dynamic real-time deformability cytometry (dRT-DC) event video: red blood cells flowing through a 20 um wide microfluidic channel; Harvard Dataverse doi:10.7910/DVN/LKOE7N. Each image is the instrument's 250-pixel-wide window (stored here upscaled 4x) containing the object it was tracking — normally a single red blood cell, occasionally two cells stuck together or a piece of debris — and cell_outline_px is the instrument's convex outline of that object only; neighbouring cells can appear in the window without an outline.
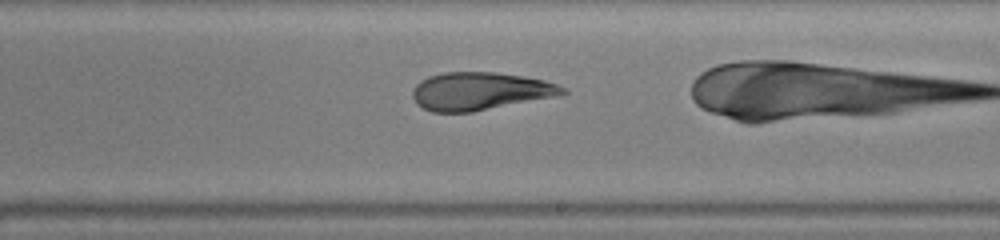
{"species": "human", "species_latin": "Homo sapiens", "temperature_condition": "warm", "stored_images_in_passage": 34, "camera_frame_rate_fps": 3000, "um_per_image_px": 0.085, "donor": {"sex": "male"}, "frame": {"image": 1, "passage_image": 24, "time_ms": 7.667, "image_size_px": [1000, 240], "cell_outline_px": [[568, 92], [556, 96], [472, 112], [432, 112], [416, 104], [412, 96], [412, 92], [416, 84], [420, 80], [428, 76], [444, 72], [496, 72], [524, 76], [544, 80], [568, 88]], "centroid_in_image_um": [40.79, 7.74], "position_along_channel_um": 248.2, "area_um2": 33.18}}
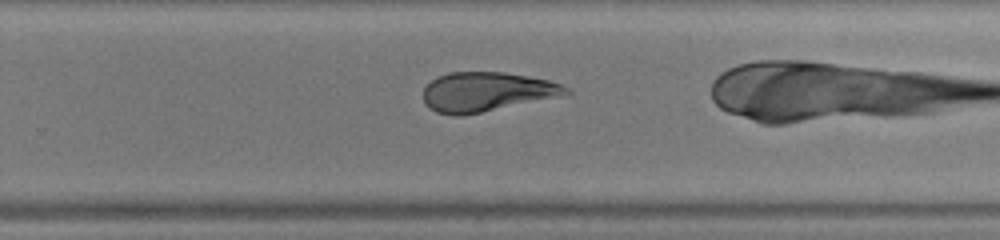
{"frame": {"image": 2, "passage_image": 27, "time_ms": 8.667, "image_size_px": [1000, 240], "cell_outline_px": [[572, 92], [568, 96], [460, 116], [452, 116], [436, 112], [428, 108], [424, 104], [424, 88], [436, 76], [448, 72], [504, 72], [528, 76], [548, 80], [572, 88]], "centroid_in_image_um": [41.42, 7.82], "position_along_channel_um": 288.4, "area_um2": 33.41}}
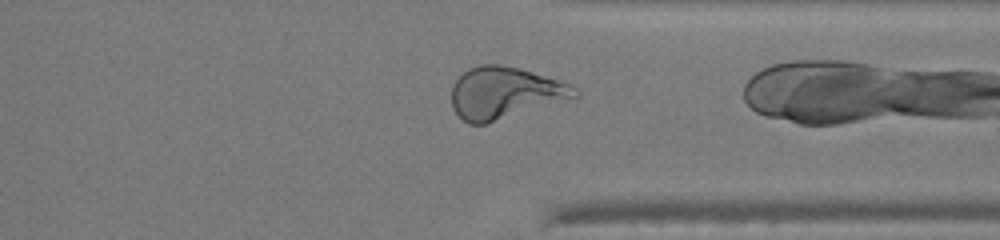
{"frame": {"image": 3, "passage_image": 33, "time_ms": 10.667, "image_size_px": [1000, 240], "cell_outline_px": [[580, 96], [484, 124], [468, 124], [452, 108], [452, 84], [468, 68], [480, 64], [500, 64], [532, 72], [572, 84], [580, 92]], "centroid_in_image_um": [42.91, 7.89], "position_along_channel_um": 368.5, "area_um2": 36.93}}